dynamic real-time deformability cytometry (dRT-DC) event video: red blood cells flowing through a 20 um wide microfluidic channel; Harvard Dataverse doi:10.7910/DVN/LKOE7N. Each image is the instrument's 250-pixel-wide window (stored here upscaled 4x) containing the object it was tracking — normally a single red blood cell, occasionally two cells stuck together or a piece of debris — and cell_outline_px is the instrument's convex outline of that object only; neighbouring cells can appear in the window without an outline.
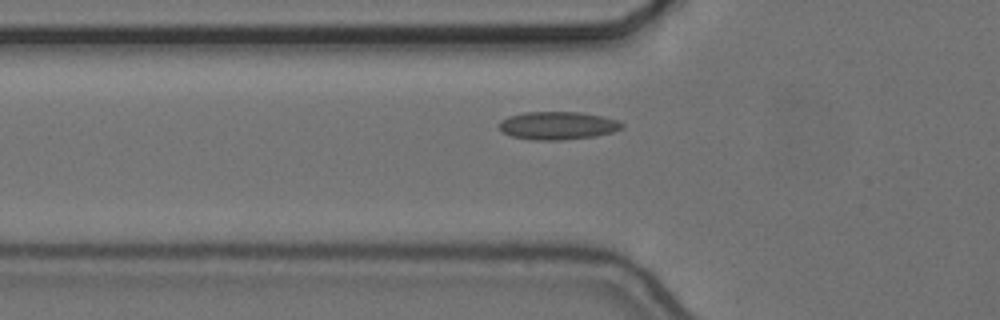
{"species": "common noctule bat (a hibernating species)", "species_latin": "Nyctalus noctula", "temperature_condition": "cold", "stored_images_in_passage": 37, "camera_frame_rate_fps": 3000, "um_per_image_px": 0.085, "animal": {"sex": "female", "body_mass_g": 24.6, "forearm_length_mm": 56.2}, "frame": {"image": 1, "passage_image": 5, "time_ms": 1.333, "image_size_px": [1000, 320], "cell_outline_px": [[624, 128], [612, 132], [596, 136], [564, 140], [532, 140], [512, 136], [504, 132], [500, 128], [500, 120], [508, 116], [524, 112], [580, 112], [600, 116], [616, 120], [624, 124]], "centroid_in_image_um": [47.41, 10.68], "position_along_channel_um": 78.4, "area_um2": 20.0}}
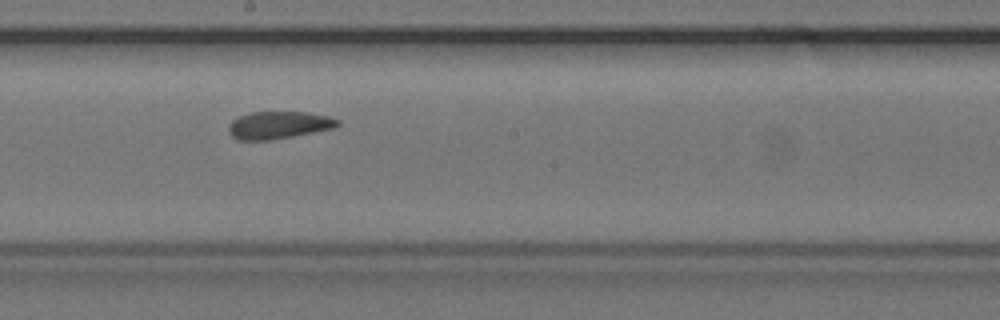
{"frame": {"image": 2, "passage_image": 17, "time_ms": 5.333, "image_size_px": [1000, 320], "cell_outline_px": [[340, 124], [332, 128], [272, 140], [236, 140], [228, 132], [228, 124], [232, 120], [240, 116], [252, 112], [304, 112], [332, 116], [340, 120]], "centroid_in_image_um": [23.67, 10.63], "position_along_channel_um": 224.5, "area_um2": 17.46}}
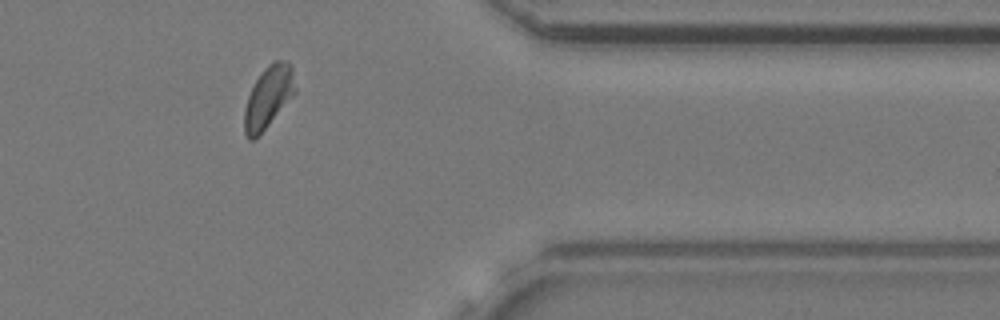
{"frame": {"image": 3, "passage_image": 32, "time_ms": 10.333, "image_size_px": [1000, 320], "cell_outline_px": [[296, 92], [268, 124], [252, 140], [248, 140], [244, 132], [244, 108], [248, 96], [260, 72], [268, 64], [276, 60], [284, 60], [292, 64], [296, 88]], "centroid_in_image_um": [22.81, 8.2], "position_along_channel_um": 388.6, "area_um2": 18.09}}